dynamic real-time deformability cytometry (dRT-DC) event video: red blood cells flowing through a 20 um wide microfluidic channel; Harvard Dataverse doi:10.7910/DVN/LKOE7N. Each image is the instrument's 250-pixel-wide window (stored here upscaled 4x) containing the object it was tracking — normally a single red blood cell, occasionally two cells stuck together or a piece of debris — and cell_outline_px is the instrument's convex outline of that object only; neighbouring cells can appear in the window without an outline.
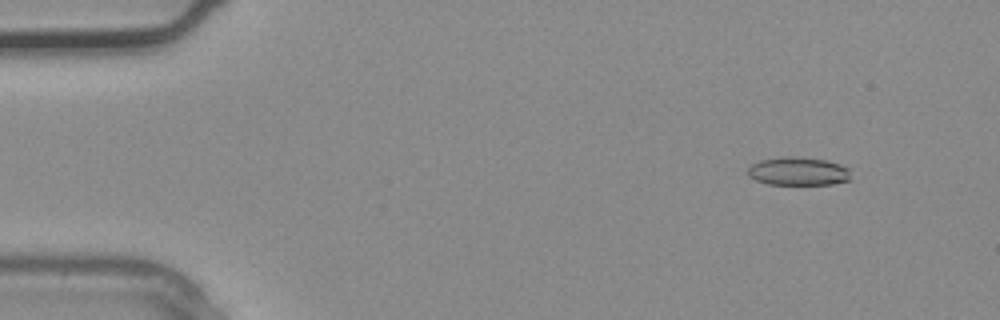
{"species": "common noctule bat (a hibernating species)", "species_latin": "Nyctalus noctula", "temperature_condition": "warm", "stored_images_in_passage": 4, "camera_frame_rate_fps": 3000, "um_per_image_px": 0.085, "animal": {"sex": "male", "body_mass_g": 20.4}, "frame": {"image": 1, "passage_image": 1, "time_ms": 0.0, "image_size_px": [1000, 320], "cell_outline_px": [[848, 180], [832, 184], [768, 184], [756, 180], [748, 176], [748, 168], [752, 164], [760, 160], [780, 156], [796, 156], [828, 160], [840, 164], [848, 168]], "centroid_in_image_um": [67.81, 14.54], "position_along_channel_um": 17.2, "area_um2": 16.99}}
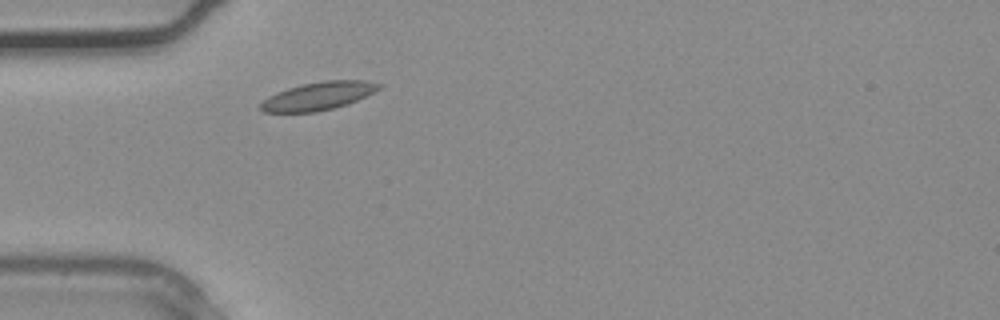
{"frame": {"image": 2, "passage_image": 4, "time_ms": 1.0, "image_size_px": [1000, 320], "cell_outline_px": [[384, 84], [380, 88], [348, 104], [316, 112], [264, 112], [260, 108], [260, 104], [268, 96], [276, 92], [300, 84], [324, 80], [368, 80]], "centroid_in_image_um": [27.06, 8.14], "position_along_channel_um": 57.9, "area_um2": 19.31}}